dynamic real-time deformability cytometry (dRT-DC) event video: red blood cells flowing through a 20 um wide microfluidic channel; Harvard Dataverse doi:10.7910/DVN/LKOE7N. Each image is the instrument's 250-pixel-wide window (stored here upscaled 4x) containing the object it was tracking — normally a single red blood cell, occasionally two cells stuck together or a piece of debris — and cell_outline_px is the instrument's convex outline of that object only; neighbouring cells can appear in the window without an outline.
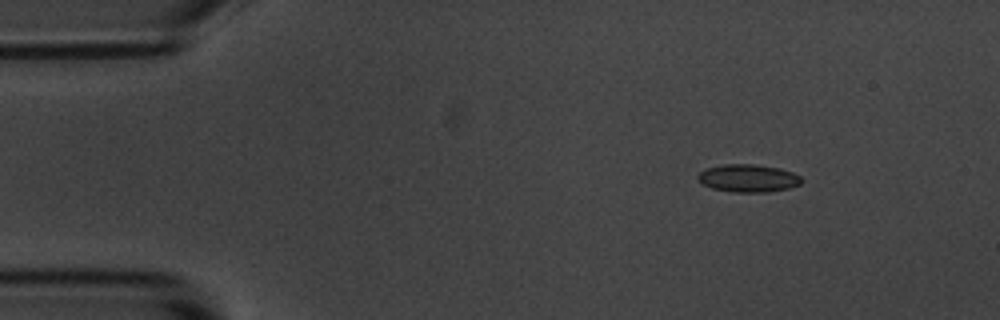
{"species": "common noctule bat (a hibernating species)", "species_latin": "Nyctalus noctula", "temperature_condition": "room temperature", "stored_images_in_passage": 3, "camera_frame_rate_fps": 3000, "um_per_image_px": 0.085, "animal": {"sex": "male", "body_mass_g": 20.1, "forearm_length_mm": 53.5}, "frame": {"image": 1, "passage_image": 1, "time_ms": 0.0, "image_size_px": [1000, 320], "cell_outline_px": [[804, 180], [800, 184], [788, 188], [768, 192], [732, 192], [712, 188], [704, 184], [696, 176], [700, 172], [708, 168], [724, 164], [756, 164], [780, 168], [792, 172], [800, 176]], "centroid_in_image_um": [63.63, 15.14], "position_along_channel_um": 21.4, "area_um2": 16.7}}